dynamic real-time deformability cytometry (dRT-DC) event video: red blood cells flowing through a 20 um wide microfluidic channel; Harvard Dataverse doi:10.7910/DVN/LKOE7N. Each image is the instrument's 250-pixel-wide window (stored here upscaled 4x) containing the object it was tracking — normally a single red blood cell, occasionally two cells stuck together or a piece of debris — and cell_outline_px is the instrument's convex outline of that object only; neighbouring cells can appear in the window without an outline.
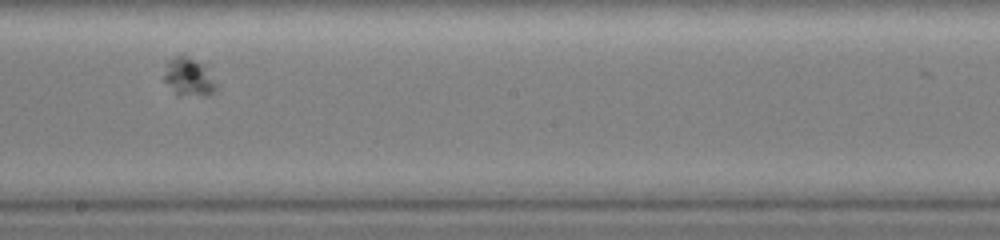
{"species": "common noctule bat (a hibernating species)", "species_latin": "Nyctalus noctula", "temperature_condition": "warm", "stored_images_in_passage": 21, "camera_frame_rate_fps": 3000, "um_per_image_px": 0.085, "animal": {"sex": "female", "body_mass_g": 19.0, "forearm_length_mm": 51.5}, "frame": {"image": 1, "passage_image": 12, "time_ms": 3.667, "image_size_px": [1000, 240], "cell_outline_px": [[220, 84], [216, 92], [208, 96], [176, 96], [164, 80], [164, 76], [168, 60], [176, 56], [184, 56], [200, 64]], "centroid_in_image_um": [16.08, 6.64], "position_along_channel_um": 232.1, "area_um2": 11.62}}
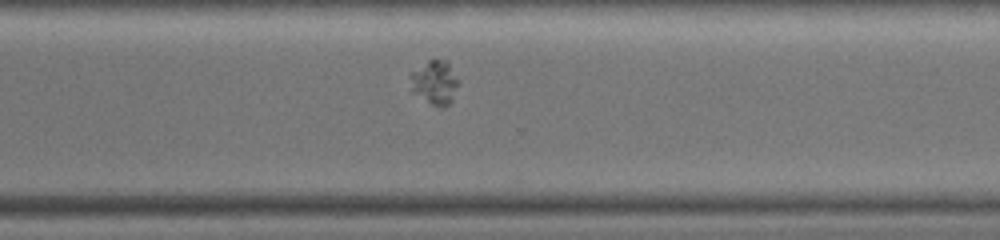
{"frame": {"image": 2, "passage_image": 17, "time_ms": 5.667, "image_size_px": [1000, 240], "cell_outline_px": [[460, 84], [452, 100], [444, 108], [440, 108], [432, 104], [412, 92], [408, 76], [408, 72], [428, 60], [444, 60], [448, 64], [460, 80]], "centroid_in_image_um": [36.93, 7.01], "position_along_channel_um": 333.7, "area_um2": 12.66}}
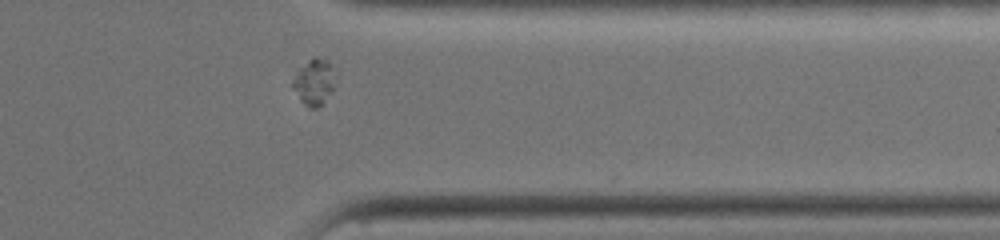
{"frame": {"image": 3, "passage_image": 20, "time_ms": 6.667, "image_size_px": [1000, 240], "cell_outline_px": [[336, 76], [332, 92], [320, 108], [312, 108], [304, 104], [300, 100], [292, 88], [292, 84], [300, 68], [308, 60], [316, 56], [328, 60]], "centroid_in_image_um": [26.74, 6.99], "position_along_channel_um": 384.7, "area_um2": 11.44}}